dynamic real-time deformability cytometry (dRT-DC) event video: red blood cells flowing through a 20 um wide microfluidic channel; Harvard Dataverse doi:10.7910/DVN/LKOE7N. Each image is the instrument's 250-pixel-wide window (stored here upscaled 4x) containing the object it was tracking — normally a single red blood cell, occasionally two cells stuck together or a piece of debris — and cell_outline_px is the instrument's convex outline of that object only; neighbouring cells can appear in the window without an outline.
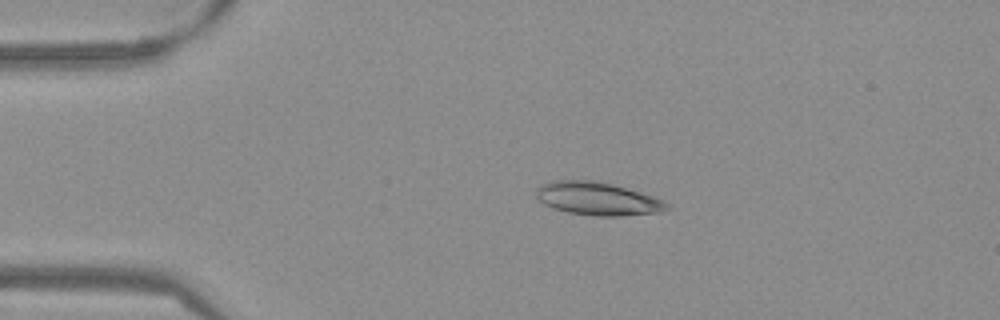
{"species": "Egyptian fruit bat (a non-hibernating species)", "species_latin": "Rousettus aegyptiacus", "temperature_condition": "warm", "stored_images_in_passage": 53, "camera_frame_rate_fps": 3000, "um_per_image_px": 0.085, "frame": {"image": 1, "passage_image": 11, "time_ms": 3.333, "image_size_px": [1000, 320], "cell_outline_px": [[668, 208], [656, 212], [620, 216], [600, 216], [568, 212], [544, 204], [540, 200], [540, 188], [544, 184], [568, 180], [584, 180], [608, 184], [624, 188], [660, 200]], "centroid_in_image_um": [50.78, 16.92], "position_along_channel_um": 34.2, "area_um2": 23.41}}
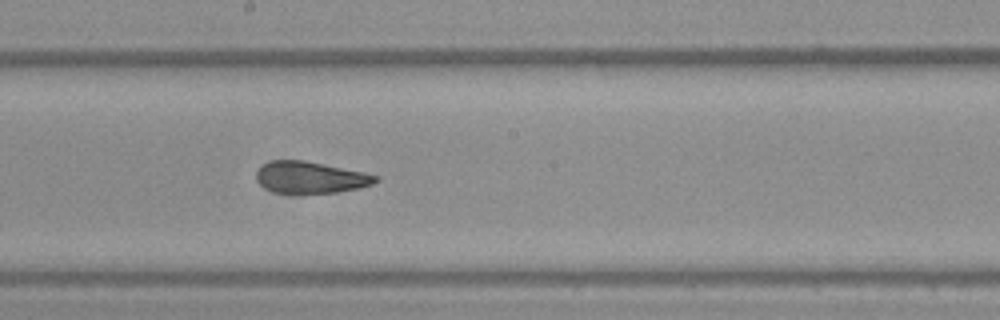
{"frame": {"image": 2, "passage_image": 29, "time_ms": 9.333, "image_size_px": [1000, 320], "cell_outline_px": [[380, 180], [372, 184], [360, 188], [336, 192], [272, 192], [264, 188], [256, 180], [256, 172], [264, 164], [272, 160], [304, 160], [364, 172], [380, 176]], "centroid_in_image_um": [26.41, 15.07], "position_along_channel_um": 221.8, "area_um2": 21.85}}
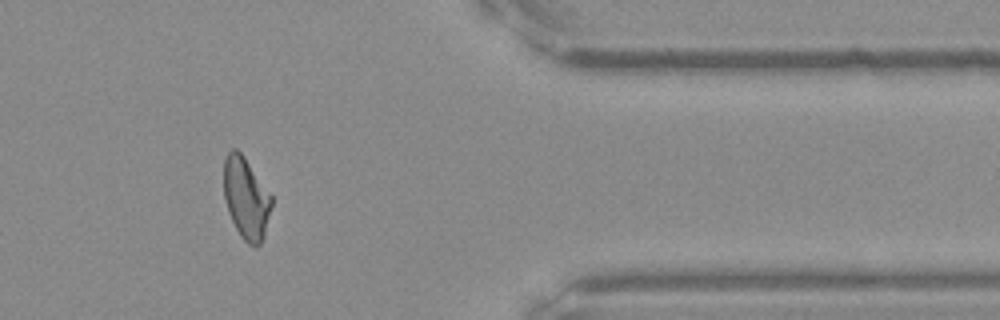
{"frame": {"image": 3, "passage_image": 44, "time_ms": 14.333, "image_size_px": [1000, 320], "cell_outline_px": [[272, 204], [264, 236], [260, 244], [256, 248], [248, 244], [240, 236], [228, 212], [224, 200], [224, 160], [228, 152], [232, 148], [236, 148], [244, 156], [272, 196]], "centroid_in_image_um": [20.91, 16.86], "position_along_channel_um": 390.5, "area_um2": 22.72}, "authors_computed_cell_mechanics": {"area_um2": 22.7732, "velocity_mm_per_s": 3.8197, "shape_relaxation_time_tau1_ms": 5.4709, "shape_relaxation_time_tau2_ms": 1.6173, "deformation_change_tau1": 0.182, "deformation_change_tau2": 0.0806}}